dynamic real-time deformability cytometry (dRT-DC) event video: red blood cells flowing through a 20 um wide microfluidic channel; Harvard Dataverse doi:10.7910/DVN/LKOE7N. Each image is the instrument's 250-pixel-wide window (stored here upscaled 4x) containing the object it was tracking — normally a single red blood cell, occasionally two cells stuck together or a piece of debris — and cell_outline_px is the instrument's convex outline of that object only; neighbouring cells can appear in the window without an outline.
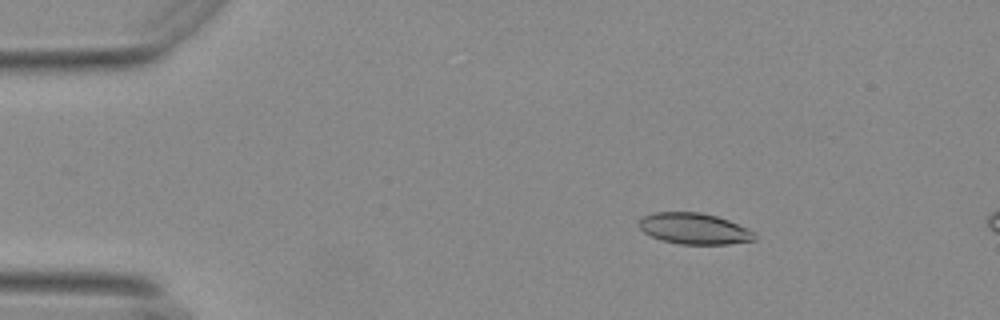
{"species": "Egyptian fruit bat (a non-hibernating species)", "species_latin": "Rousettus aegyptiacus", "temperature_condition": "warm", "stored_images_in_passage": 10, "camera_frame_rate_fps": 3000, "um_per_image_px": 0.085, "animal": {"sex": "female"}, "frame": {"image": 1, "passage_image": 4, "time_ms": 1.0, "image_size_px": [1000, 320], "cell_outline_px": [[756, 240], [728, 244], [680, 244], [664, 240], [652, 236], [644, 232], [640, 228], [640, 220], [644, 216], [656, 212], [700, 212], [716, 216], [728, 220], [748, 228], [756, 236]], "centroid_in_image_um": [59.04, 19.43], "position_along_channel_um": 26.0, "area_um2": 20.69}}